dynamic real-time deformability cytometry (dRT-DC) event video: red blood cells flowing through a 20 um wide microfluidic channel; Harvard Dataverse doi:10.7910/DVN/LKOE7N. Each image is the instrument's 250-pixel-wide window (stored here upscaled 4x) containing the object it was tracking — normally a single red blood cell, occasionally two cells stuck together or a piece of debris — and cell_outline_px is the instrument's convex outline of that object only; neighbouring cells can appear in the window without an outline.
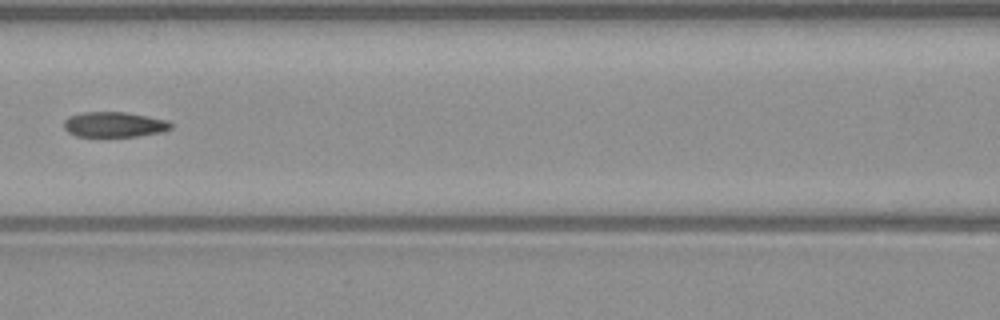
{"species": "common noctule bat (a hibernating species)", "species_latin": "Nyctalus noctula", "temperature_condition": "warm", "stored_images_in_passage": 7, "camera_frame_rate_fps": 3000, "um_per_image_px": 0.085, "animal": {"sex": "male", "body_mass_g": 23.1, "forearm_length_mm": 52.7}, "frame": {"image": 1, "passage_image": 7, "time_ms": 7.0, "image_size_px": [1000, 320], "cell_outline_px": [[172, 128], [164, 132], [140, 136], [76, 136], [68, 132], [64, 128], [64, 120], [68, 116], [84, 112], [124, 112], [168, 120], [172, 124]], "centroid_in_image_um": [9.72, 10.58], "position_along_channel_um": 156.9, "area_um2": 15.78}}